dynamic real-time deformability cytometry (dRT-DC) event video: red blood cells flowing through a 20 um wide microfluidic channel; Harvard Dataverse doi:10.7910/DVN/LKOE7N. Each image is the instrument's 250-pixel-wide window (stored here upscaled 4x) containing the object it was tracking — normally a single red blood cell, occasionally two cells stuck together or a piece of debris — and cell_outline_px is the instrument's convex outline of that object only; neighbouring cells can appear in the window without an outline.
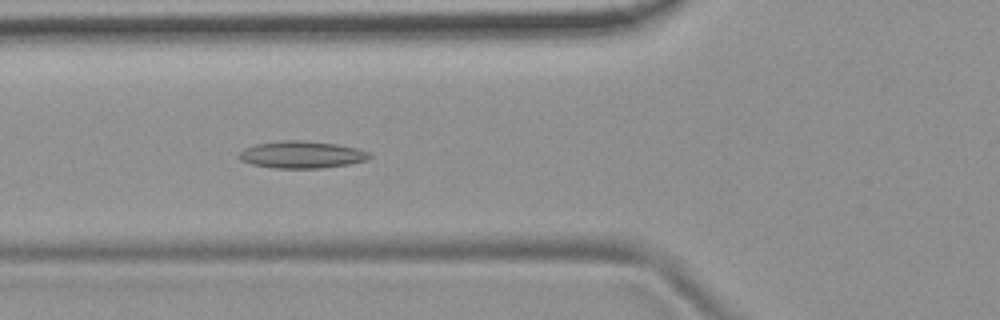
{"species": "common noctule bat (a hibernating species)", "species_latin": "Nyctalus noctula", "temperature_condition": "room temperature", "stored_images_in_passage": 11, "camera_frame_rate_fps": 3000, "um_per_image_px": 0.085, "animal": {"sex": "female", "body_mass_g": 19.9}, "frame": {"image": 1, "passage_image": 5, "time_ms": 1.333, "image_size_px": [1000, 320], "cell_outline_px": [[372, 156], [368, 160], [348, 164], [320, 168], [272, 168], [252, 164], [240, 160], [240, 152], [244, 148], [256, 144], [284, 140], [304, 140], [336, 144], [356, 148], [368, 152]], "centroid_in_image_um": [25.65, 13.14], "position_along_channel_um": 100.2, "area_um2": 20.52}}
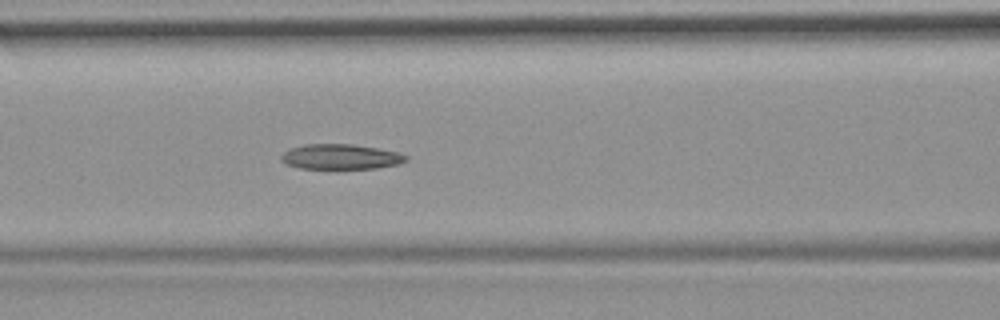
{"frame": {"image": 2, "passage_image": 8, "time_ms": 2.333, "image_size_px": [1000, 320], "cell_outline_px": [[408, 160], [396, 164], [376, 168], [336, 172], [300, 168], [288, 164], [280, 160], [280, 156], [288, 148], [304, 144], [352, 144], [376, 148], [396, 152], [408, 156]], "centroid_in_image_um": [28.9, 13.37], "position_along_channel_um": 137.7, "area_um2": 19.19}}